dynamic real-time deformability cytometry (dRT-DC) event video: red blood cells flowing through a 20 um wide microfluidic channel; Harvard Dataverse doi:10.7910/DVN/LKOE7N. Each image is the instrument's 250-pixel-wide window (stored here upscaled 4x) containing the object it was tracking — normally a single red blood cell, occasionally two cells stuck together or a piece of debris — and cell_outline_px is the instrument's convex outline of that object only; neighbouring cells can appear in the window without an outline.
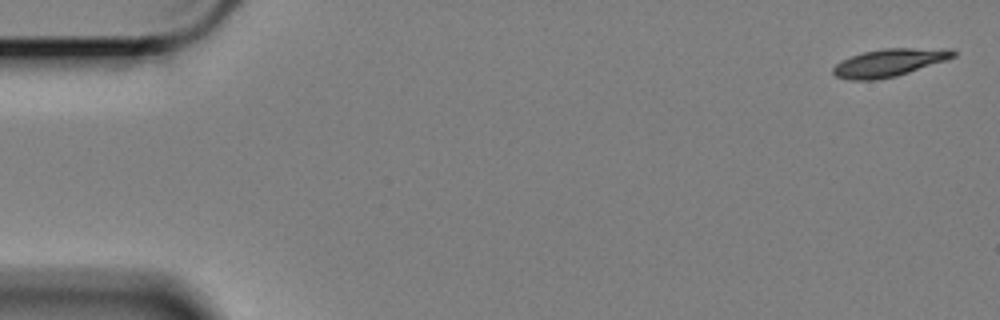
{"species": "Egyptian fruit bat (a non-hibernating species)", "species_latin": "Rousettus aegyptiacus", "temperature_condition": "cold", "stored_images_in_passage": 58, "camera_frame_rate_fps": 3000, "um_per_image_px": 0.085, "animal": {"sex": "female"}, "frame": {"image": 1, "passage_image": 1, "time_ms": 0.0, "image_size_px": [1000, 320], "cell_outline_px": [[956, 56], [896, 76], [876, 80], [852, 80], [836, 76], [832, 72], [832, 68], [840, 60], [864, 52], [884, 48], [952, 48], [956, 52]], "centroid_in_image_um": [75.57, 5.31], "position_along_channel_um": 9.4, "area_um2": 19.25}}
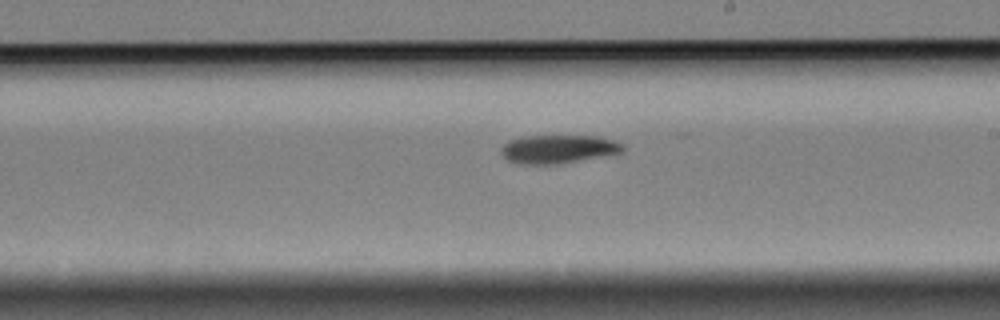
{"frame": {"image": 2, "passage_image": 33, "time_ms": 10.667, "image_size_px": [1000, 320], "cell_outline_px": [[624, 152], [556, 164], [520, 164], [508, 160], [500, 152], [504, 144], [508, 140], [524, 136], [596, 136], [612, 140], [624, 144]], "centroid_in_image_um": [47.44, 12.66], "position_along_channel_um": 241.6, "area_um2": 20.0}}
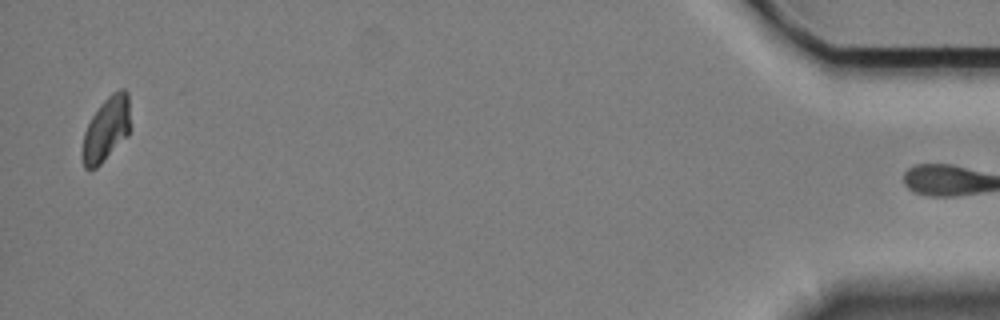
{"frame": {"image": 3, "passage_image": 57, "time_ms": 18.667, "image_size_px": [1000, 320], "cell_outline_px": [[128, 136], [96, 168], [84, 168], [80, 156], [80, 152], [84, 132], [92, 116], [100, 104], [112, 92], [120, 88], [124, 88], [128, 92]], "centroid_in_image_um": [8.98, 10.99], "position_along_channel_um": 426.2, "area_um2": 17.92}, "authors_computed_cell_mechanics": {"area_um2": 19.7676, "velocity_mm_per_s": 3.3761, "shape_relaxation_time_tau1_ms": 2.7922, "shape_relaxation_time_tau2_ms": null, "deformation_change_tau1": 0.1113, "deformation_change_tau2": null}}